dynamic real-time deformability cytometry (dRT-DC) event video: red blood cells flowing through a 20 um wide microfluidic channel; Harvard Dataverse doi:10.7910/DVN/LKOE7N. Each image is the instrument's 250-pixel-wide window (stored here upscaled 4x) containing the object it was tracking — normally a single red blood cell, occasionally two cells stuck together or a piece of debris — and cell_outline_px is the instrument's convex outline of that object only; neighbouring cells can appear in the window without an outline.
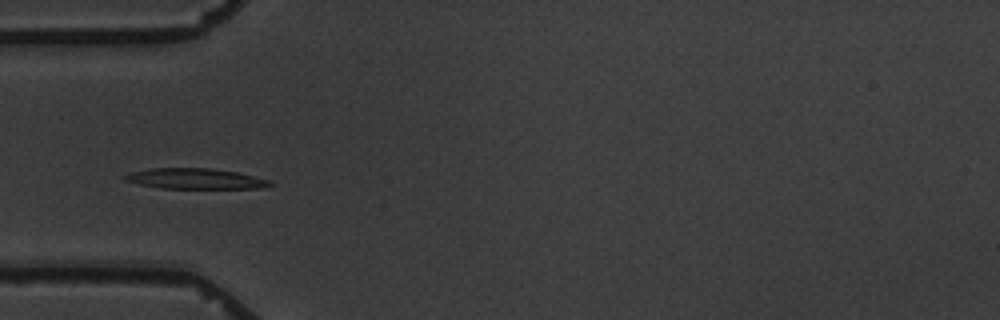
{"species": "common noctule bat (a hibernating species)", "species_latin": "Nyctalus noctula", "temperature_condition": "warm", "stored_images_in_passage": 8, "camera_frame_rate_fps": 3000, "um_per_image_px": 0.085, "animal": {"sex": "male", "body_mass_g": 19.5, "forearm_length_mm": 54.6}, "frame": {"image": 1, "passage_image": 5, "time_ms": 4.667, "image_size_px": [1000, 320], "cell_outline_px": [[272, 184], [260, 188], [160, 188], [140, 184], [124, 180], [124, 176], [128, 172], [152, 168], [212, 168], [236, 172], [268, 180]], "centroid_in_image_um": [16.53, 15.18], "position_along_channel_um": 68.5, "area_um2": 17.11}}
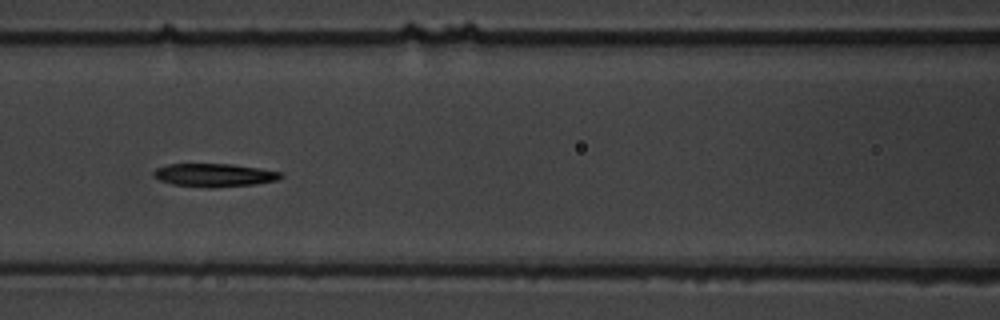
{"frame": {"image": 2, "passage_image": 7, "time_ms": 7.0, "image_size_px": [1000, 320], "cell_outline_px": [[284, 176], [276, 180], [256, 184], [212, 188], [208, 188], [172, 184], [160, 180], [152, 176], [152, 172], [156, 168], [168, 164], [232, 164], [260, 168], [284, 172]], "centroid_in_image_um": [18.23, 14.88], "position_along_channel_um": 148.4, "area_um2": 17.4}}
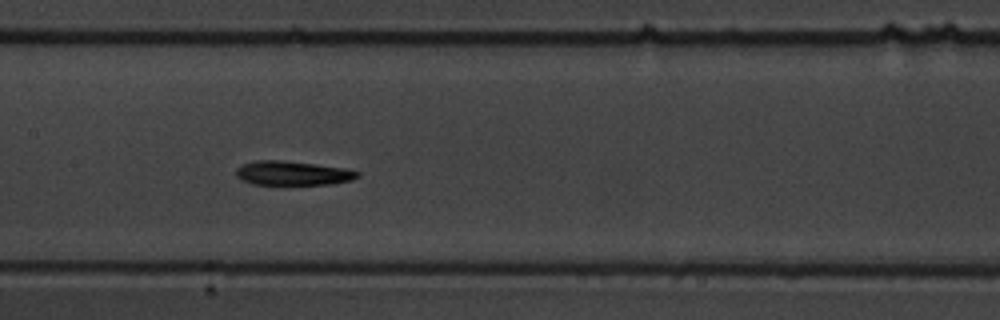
{"frame": {"image": 3, "passage_image": 8, "time_ms": 8.0, "image_size_px": [1000, 320], "cell_outline_px": [[360, 176], [352, 180], [332, 184], [252, 184], [240, 180], [236, 176], [236, 168], [244, 164], [256, 160], [284, 160], [316, 164], [344, 168], [360, 172]], "centroid_in_image_um": [24.87, 14.71], "position_along_channel_um": 182.5, "area_um2": 17.17}}